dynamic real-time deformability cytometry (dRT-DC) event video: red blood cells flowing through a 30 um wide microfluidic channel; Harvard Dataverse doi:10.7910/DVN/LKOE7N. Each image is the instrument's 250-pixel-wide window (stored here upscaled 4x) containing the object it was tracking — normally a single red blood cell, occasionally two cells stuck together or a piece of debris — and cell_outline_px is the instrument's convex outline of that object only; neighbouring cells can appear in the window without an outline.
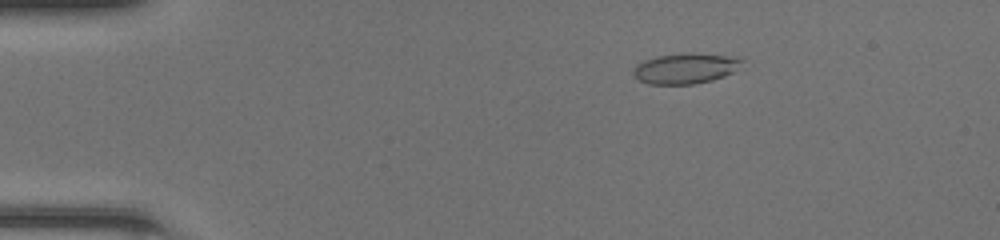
{"species": "common noctule bat (a hibernating species)", "species_latin": "Nyctalus noctula", "temperature_condition": "room temperature", "stored_images_in_passage": 49, "camera_frame_rate_fps": 3000, "um_per_image_px": 0.085, "animal": {"sex": "female", "body_mass_g": 20.0, "forearm_length_mm": 54.0}, "frame": {"image": 1, "passage_image": 9, "time_ms": 2.667, "image_size_px": [1000, 240], "cell_outline_px": [[744, 60], [732, 72], [724, 76], [712, 80], [692, 84], [648, 84], [640, 80], [632, 72], [636, 64], [644, 60], [656, 56], [688, 52], [740, 56]], "centroid_in_image_um": [58.28, 5.79], "position_along_channel_um": 26.7, "area_um2": 19.42}}
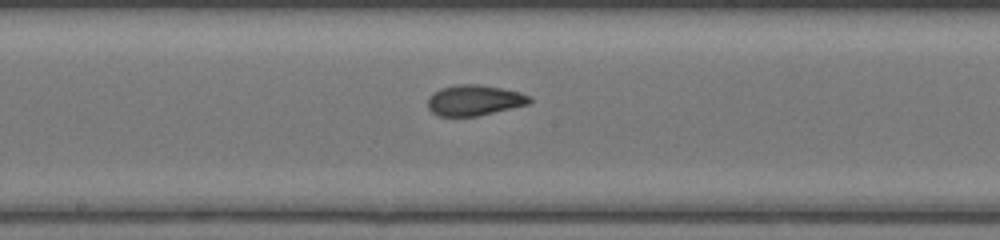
{"frame": {"image": 2, "passage_image": 27, "time_ms": 8.667, "image_size_px": [1000, 240], "cell_outline_px": [[532, 100], [528, 104], [476, 116], [436, 116], [428, 108], [428, 96], [432, 92], [440, 88], [456, 84], [480, 84], [520, 92], [528, 96]], "centroid_in_image_um": [40.25, 8.51], "position_along_channel_um": 207.9, "area_um2": 18.15}}
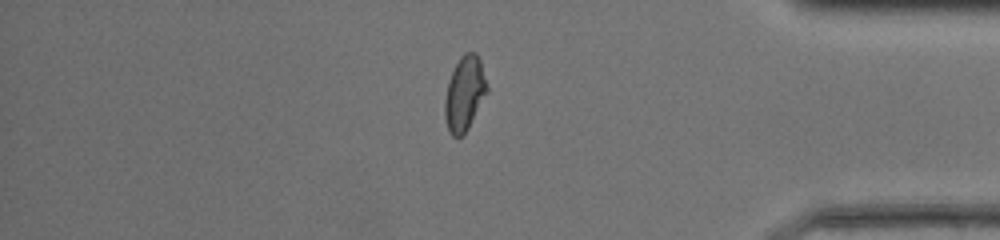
{"frame": {"image": 3, "passage_image": 42, "time_ms": 13.667, "image_size_px": [1000, 240], "cell_outline_px": [[488, 92], [468, 128], [460, 136], [452, 136], [448, 132], [444, 116], [444, 100], [448, 80], [460, 56], [464, 52], [476, 52], [480, 60], [488, 84]], "centroid_in_image_um": [39.48, 7.93], "position_along_channel_um": 395.7, "area_um2": 18.5}, "authors_computed_cell_mechanics": {"area_um2": 18.496, "velocity_mm_per_s": 4.2965, "shape_relaxation_time_tau1_ms": null, "shape_relaxation_time_tau2_ms": 1.0196, "deformation_change_tau1": null, "deformation_change_tau2": 0.0691}}